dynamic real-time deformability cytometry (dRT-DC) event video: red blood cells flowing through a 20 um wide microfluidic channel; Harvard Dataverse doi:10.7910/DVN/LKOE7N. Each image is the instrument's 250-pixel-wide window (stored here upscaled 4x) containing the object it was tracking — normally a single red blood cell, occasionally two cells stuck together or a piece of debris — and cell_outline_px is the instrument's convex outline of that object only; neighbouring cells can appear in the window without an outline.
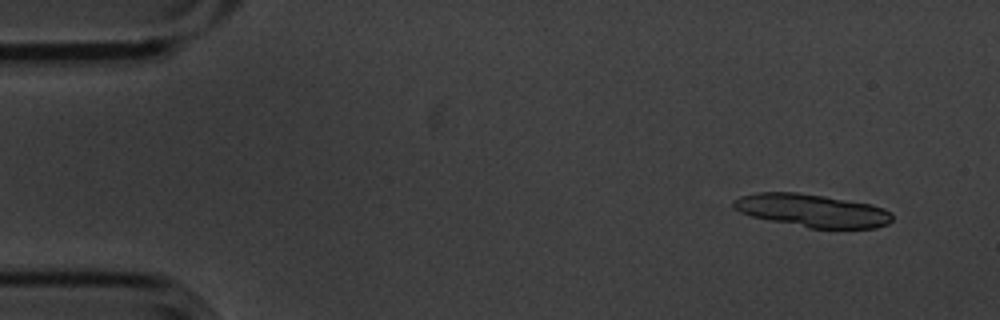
{"species": "common noctule bat (a hibernating species)", "species_latin": "Nyctalus noctula", "temperature_condition": "cold", "stored_images_in_passage": 7, "segment_of_instrument_passage": [1, 2], "camera_frame_rate_fps": 3000, "um_per_image_px": 0.085, "animal": {"sex": "male", "body_mass_g": 20.1, "forearm_length_mm": 53.5}, "frame": {"image": 1, "passage_image": 2, "time_ms": 0.333, "image_size_px": [1000, 320], "cell_outline_px": [[892, 220], [888, 224], [876, 228], [808, 228], [752, 216], [740, 212], [732, 208], [732, 200], [740, 196], [756, 192], [796, 192], [824, 196], [872, 204], [884, 208], [892, 212]], "centroid_in_image_um": [69.03, 17.89], "position_along_channel_um": 16.0, "area_um2": 30.58}}